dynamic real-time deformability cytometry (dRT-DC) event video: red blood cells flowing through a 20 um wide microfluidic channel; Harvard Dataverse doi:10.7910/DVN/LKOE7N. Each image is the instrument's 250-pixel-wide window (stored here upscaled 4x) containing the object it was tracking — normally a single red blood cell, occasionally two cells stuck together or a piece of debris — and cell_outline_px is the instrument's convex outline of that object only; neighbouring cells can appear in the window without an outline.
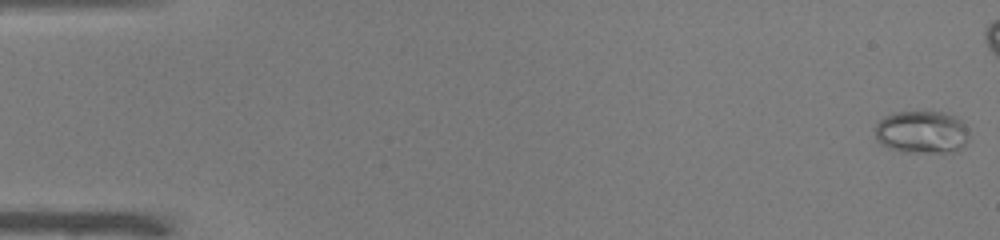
{"species": "common noctule bat (a hibernating species)", "species_latin": "Nyctalus noctula", "temperature_condition": "warm", "stored_images_in_passage": 23, "camera_frame_rate_fps": 3000, "um_per_image_px": 0.085, "animal": {"sex": "male", "body_mass_g": 19.0, "forearm_length_mm": 50.8}, "frame": {"image": 1, "passage_image": 1, "time_ms": 0.0, "image_size_px": [1000, 240], "cell_outline_px": [[968, 140], [956, 152], [904, 152], [880, 144], [876, 140], [876, 124], [884, 116], [896, 112], [944, 112], [960, 120], [968, 128]], "centroid_in_image_um": [78.35, 11.23], "position_along_channel_um": 6.6, "area_um2": 23.29}}
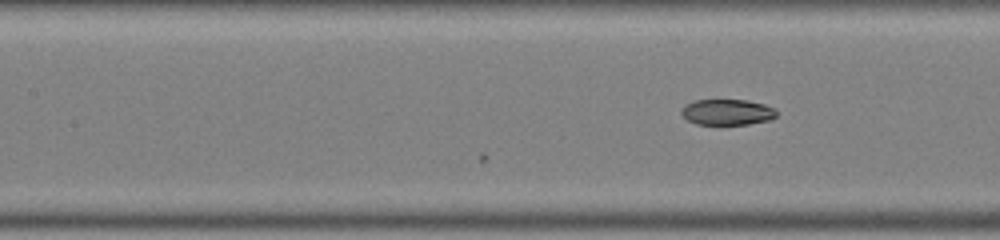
{"frame": {"image": 2, "passage_image": 23, "time_ms": 7.333, "image_size_px": [1000, 240], "cell_outline_px": [[776, 116], [772, 120], [748, 124], [696, 124], [688, 120], [680, 112], [684, 104], [696, 100], [748, 100], [764, 104], [776, 108]], "centroid_in_image_um": [61.84, 9.52], "position_along_channel_um": 145.6, "area_um2": 14.39}}